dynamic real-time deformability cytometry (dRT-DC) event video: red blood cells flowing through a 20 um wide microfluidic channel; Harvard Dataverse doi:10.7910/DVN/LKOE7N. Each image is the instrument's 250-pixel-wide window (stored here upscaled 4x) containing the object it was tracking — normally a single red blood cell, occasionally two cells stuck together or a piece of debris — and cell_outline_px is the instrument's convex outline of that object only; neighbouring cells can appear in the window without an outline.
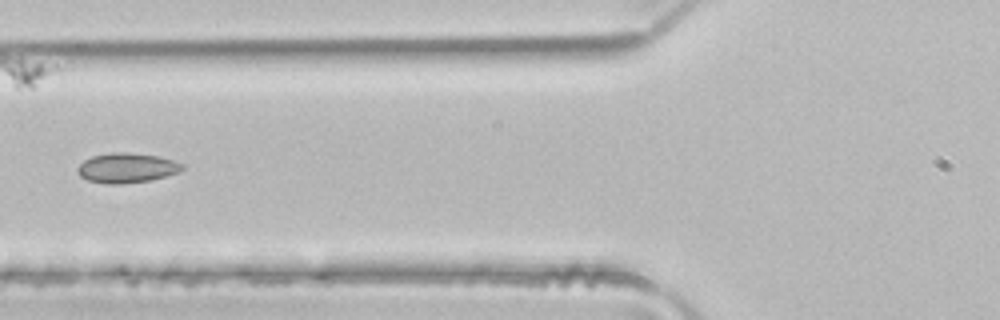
{"species": "common noctule bat (a hibernating species)", "species_latin": "Nyctalus noctula", "temperature_condition": "room temperature", "stored_images_in_passage": 9, "camera_frame_rate_fps": 3000, "um_per_image_px": 0.085, "animal": {"sex": "male", "body_mass_g": 21.5, "forearm_length_mm": 52.0}, "frame": {"image": 1, "passage_image": 4, "time_ms": 1.0, "image_size_px": [1000, 320], "cell_outline_px": [[184, 168], [176, 172], [152, 180], [120, 184], [108, 184], [88, 180], [80, 176], [76, 172], [76, 168], [84, 160], [92, 156], [112, 152], [128, 152], [156, 156], [172, 160], [184, 164]], "centroid_in_image_um": [10.73, 14.27], "position_along_channel_um": 115.1, "area_um2": 18.09}}